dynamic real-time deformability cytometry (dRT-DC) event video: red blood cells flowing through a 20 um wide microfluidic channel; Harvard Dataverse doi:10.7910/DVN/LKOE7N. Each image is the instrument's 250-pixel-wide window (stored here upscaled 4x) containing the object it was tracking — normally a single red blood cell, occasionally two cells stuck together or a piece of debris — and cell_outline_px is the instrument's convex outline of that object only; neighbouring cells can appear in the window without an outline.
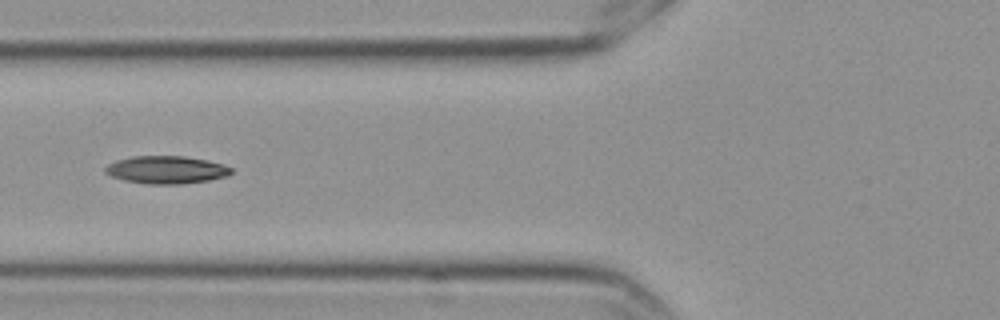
{"species": "Egyptian fruit bat (a non-hibernating species)", "species_latin": "Rousettus aegyptiacus", "temperature_condition": "cold", "stored_images_in_passage": 6, "camera_frame_rate_fps": 3000, "um_per_image_px": 0.085, "frame": {"image": 1, "passage_image": 2, "time_ms": 0.333, "image_size_px": [1000, 320], "cell_outline_px": [[232, 172], [224, 176], [208, 180], [180, 184], [144, 184], [124, 180], [112, 176], [104, 172], [104, 168], [108, 164], [116, 160], [132, 156], [184, 156], [204, 160], [220, 164], [232, 168]], "centroid_in_image_um": [14.06, 14.43], "position_along_channel_um": 111.7, "area_um2": 20.11}}
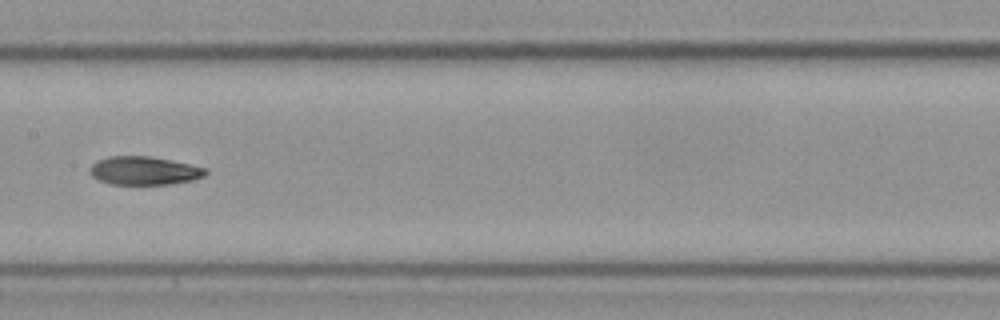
{"frame": {"image": 2, "passage_image": 4, "time_ms": 1.0, "image_size_px": [1000, 320], "cell_outline_px": [[208, 172], [204, 176], [192, 180], [168, 184], [112, 184], [100, 180], [92, 176], [88, 168], [96, 160], [108, 156], [152, 156], [188, 164], [204, 168]], "centroid_in_image_um": [12.21, 14.5], "position_along_channel_um": 195.2, "area_um2": 19.02}}
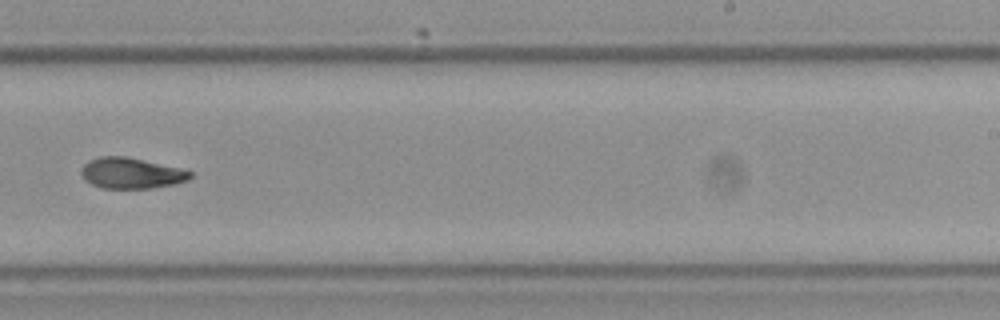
{"frame": {"image": 3, "passage_image": 6, "time_ms": 1.667, "image_size_px": [1000, 320], "cell_outline_px": [[192, 176], [188, 180], [176, 184], [152, 188], [100, 188], [84, 180], [80, 172], [84, 164], [88, 160], [100, 156], [124, 156], [180, 168], [192, 172]], "centroid_in_image_um": [11.13, 14.72], "position_along_channel_um": 277.9, "area_um2": 19.59}}